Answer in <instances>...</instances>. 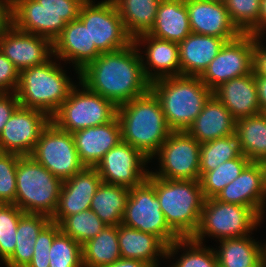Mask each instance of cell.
<instances>
[{"mask_svg": "<svg viewBox=\"0 0 266 267\" xmlns=\"http://www.w3.org/2000/svg\"><path fill=\"white\" fill-rule=\"evenodd\" d=\"M106 226L91 209L65 217L60 223V231L81 245L96 237Z\"/></svg>", "mask_w": 266, "mask_h": 267, "instance_id": "74e56055", "label": "cell"}, {"mask_svg": "<svg viewBox=\"0 0 266 267\" xmlns=\"http://www.w3.org/2000/svg\"><path fill=\"white\" fill-rule=\"evenodd\" d=\"M117 117L122 142L130 144L149 160L172 133L160 102L151 90L117 106Z\"/></svg>", "mask_w": 266, "mask_h": 267, "instance_id": "7a4b0ae2", "label": "cell"}, {"mask_svg": "<svg viewBox=\"0 0 266 267\" xmlns=\"http://www.w3.org/2000/svg\"><path fill=\"white\" fill-rule=\"evenodd\" d=\"M86 0H11V23L19 30L52 42L76 20Z\"/></svg>", "mask_w": 266, "mask_h": 267, "instance_id": "8992f818", "label": "cell"}, {"mask_svg": "<svg viewBox=\"0 0 266 267\" xmlns=\"http://www.w3.org/2000/svg\"><path fill=\"white\" fill-rule=\"evenodd\" d=\"M129 188L101 182L92 198L90 209L108 226L122 223Z\"/></svg>", "mask_w": 266, "mask_h": 267, "instance_id": "4dcf8cb0", "label": "cell"}, {"mask_svg": "<svg viewBox=\"0 0 266 267\" xmlns=\"http://www.w3.org/2000/svg\"><path fill=\"white\" fill-rule=\"evenodd\" d=\"M200 146L187 131H172L155 154L159 171L150 173L162 179L200 180Z\"/></svg>", "mask_w": 266, "mask_h": 267, "instance_id": "4fadbf2b", "label": "cell"}, {"mask_svg": "<svg viewBox=\"0 0 266 267\" xmlns=\"http://www.w3.org/2000/svg\"><path fill=\"white\" fill-rule=\"evenodd\" d=\"M128 34L135 39L152 28L161 0H113Z\"/></svg>", "mask_w": 266, "mask_h": 267, "instance_id": "836d02e7", "label": "cell"}, {"mask_svg": "<svg viewBox=\"0 0 266 267\" xmlns=\"http://www.w3.org/2000/svg\"><path fill=\"white\" fill-rule=\"evenodd\" d=\"M51 222L44 214L24 213L18 222L16 246L12 256L5 262L6 267H27L31 262L36 239Z\"/></svg>", "mask_w": 266, "mask_h": 267, "instance_id": "f1b7e54d", "label": "cell"}, {"mask_svg": "<svg viewBox=\"0 0 266 267\" xmlns=\"http://www.w3.org/2000/svg\"><path fill=\"white\" fill-rule=\"evenodd\" d=\"M11 23V0H0V32Z\"/></svg>", "mask_w": 266, "mask_h": 267, "instance_id": "7dc6e473", "label": "cell"}, {"mask_svg": "<svg viewBox=\"0 0 266 267\" xmlns=\"http://www.w3.org/2000/svg\"><path fill=\"white\" fill-rule=\"evenodd\" d=\"M235 122L228 109L212 94L186 131L203 144L235 134Z\"/></svg>", "mask_w": 266, "mask_h": 267, "instance_id": "484cf974", "label": "cell"}, {"mask_svg": "<svg viewBox=\"0 0 266 267\" xmlns=\"http://www.w3.org/2000/svg\"><path fill=\"white\" fill-rule=\"evenodd\" d=\"M19 82V71L13 63L0 52V93L15 92Z\"/></svg>", "mask_w": 266, "mask_h": 267, "instance_id": "ee69618b", "label": "cell"}, {"mask_svg": "<svg viewBox=\"0 0 266 267\" xmlns=\"http://www.w3.org/2000/svg\"><path fill=\"white\" fill-rule=\"evenodd\" d=\"M121 224L153 234L167 246L180 239L166 223L155 188L147 179L129 190Z\"/></svg>", "mask_w": 266, "mask_h": 267, "instance_id": "8fae6325", "label": "cell"}, {"mask_svg": "<svg viewBox=\"0 0 266 267\" xmlns=\"http://www.w3.org/2000/svg\"><path fill=\"white\" fill-rule=\"evenodd\" d=\"M62 181L31 156H21L16 170L15 205L24 213L44 214L56 211Z\"/></svg>", "mask_w": 266, "mask_h": 267, "instance_id": "52a82bcc", "label": "cell"}, {"mask_svg": "<svg viewBox=\"0 0 266 267\" xmlns=\"http://www.w3.org/2000/svg\"><path fill=\"white\" fill-rule=\"evenodd\" d=\"M211 1H216V2H225V0H211Z\"/></svg>", "mask_w": 266, "mask_h": 267, "instance_id": "db71d44e", "label": "cell"}, {"mask_svg": "<svg viewBox=\"0 0 266 267\" xmlns=\"http://www.w3.org/2000/svg\"><path fill=\"white\" fill-rule=\"evenodd\" d=\"M262 218L248 206L205 199L200 224L192 239L203 243L206 235L219 240L252 234Z\"/></svg>", "mask_w": 266, "mask_h": 267, "instance_id": "9c48e42d", "label": "cell"}, {"mask_svg": "<svg viewBox=\"0 0 266 267\" xmlns=\"http://www.w3.org/2000/svg\"><path fill=\"white\" fill-rule=\"evenodd\" d=\"M261 112L266 109V76H255Z\"/></svg>", "mask_w": 266, "mask_h": 267, "instance_id": "c3c4849f", "label": "cell"}, {"mask_svg": "<svg viewBox=\"0 0 266 267\" xmlns=\"http://www.w3.org/2000/svg\"><path fill=\"white\" fill-rule=\"evenodd\" d=\"M264 253H265V256H266V243L264 244Z\"/></svg>", "mask_w": 266, "mask_h": 267, "instance_id": "11a10c76", "label": "cell"}, {"mask_svg": "<svg viewBox=\"0 0 266 267\" xmlns=\"http://www.w3.org/2000/svg\"><path fill=\"white\" fill-rule=\"evenodd\" d=\"M72 136L79 159L85 167H96L104 155L122 141L117 116L107 124L78 130Z\"/></svg>", "mask_w": 266, "mask_h": 267, "instance_id": "7402d4cb", "label": "cell"}, {"mask_svg": "<svg viewBox=\"0 0 266 267\" xmlns=\"http://www.w3.org/2000/svg\"><path fill=\"white\" fill-rule=\"evenodd\" d=\"M264 115H265V117H266V109L262 112Z\"/></svg>", "mask_w": 266, "mask_h": 267, "instance_id": "9f6ffc18", "label": "cell"}, {"mask_svg": "<svg viewBox=\"0 0 266 267\" xmlns=\"http://www.w3.org/2000/svg\"><path fill=\"white\" fill-rule=\"evenodd\" d=\"M118 242L121 258L136 259L159 267L158 257L166 258L167 245L157 236L137 229L118 225Z\"/></svg>", "mask_w": 266, "mask_h": 267, "instance_id": "4316f807", "label": "cell"}, {"mask_svg": "<svg viewBox=\"0 0 266 267\" xmlns=\"http://www.w3.org/2000/svg\"><path fill=\"white\" fill-rule=\"evenodd\" d=\"M102 180L95 167H84L62 182L58 205L51 217L60 223L65 217L90 209L91 201Z\"/></svg>", "mask_w": 266, "mask_h": 267, "instance_id": "d6986e66", "label": "cell"}, {"mask_svg": "<svg viewBox=\"0 0 266 267\" xmlns=\"http://www.w3.org/2000/svg\"><path fill=\"white\" fill-rule=\"evenodd\" d=\"M215 199L251 207L263 219L266 208V177L263 163L250 162L236 179L216 195Z\"/></svg>", "mask_w": 266, "mask_h": 267, "instance_id": "ac0fdd59", "label": "cell"}, {"mask_svg": "<svg viewBox=\"0 0 266 267\" xmlns=\"http://www.w3.org/2000/svg\"><path fill=\"white\" fill-rule=\"evenodd\" d=\"M60 232L58 223L50 222L38 235L31 262L27 267H49V250L54 237Z\"/></svg>", "mask_w": 266, "mask_h": 267, "instance_id": "7bdbcfd3", "label": "cell"}, {"mask_svg": "<svg viewBox=\"0 0 266 267\" xmlns=\"http://www.w3.org/2000/svg\"><path fill=\"white\" fill-rule=\"evenodd\" d=\"M191 32L185 0H161L155 22L147 34L179 44Z\"/></svg>", "mask_w": 266, "mask_h": 267, "instance_id": "83f0119b", "label": "cell"}, {"mask_svg": "<svg viewBox=\"0 0 266 267\" xmlns=\"http://www.w3.org/2000/svg\"><path fill=\"white\" fill-rule=\"evenodd\" d=\"M147 161L150 160L139 150L121 141L104 155L95 168L102 182L131 189L147 179L150 172L144 167Z\"/></svg>", "mask_w": 266, "mask_h": 267, "instance_id": "2e32d148", "label": "cell"}, {"mask_svg": "<svg viewBox=\"0 0 266 267\" xmlns=\"http://www.w3.org/2000/svg\"><path fill=\"white\" fill-rule=\"evenodd\" d=\"M250 162L242 154L240 157L226 161L214 170L204 173L199 181L205 199L215 198L225 186L241 174Z\"/></svg>", "mask_w": 266, "mask_h": 267, "instance_id": "8d00e7d4", "label": "cell"}, {"mask_svg": "<svg viewBox=\"0 0 266 267\" xmlns=\"http://www.w3.org/2000/svg\"><path fill=\"white\" fill-rule=\"evenodd\" d=\"M101 52L91 44L88 28L77 18L66 24L61 34L53 42V55L57 59L71 61L78 74Z\"/></svg>", "mask_w": 266, "mask_h": 267, "instance_id": "44dd1931", "label": "cell"}, {"mask_svg": "<svg viewBox=\"0 0 266 267\" xmlns=\"http://www.w3.org/2000/svg\"><path fill=\"white\" fill-rule=\"evenodd\" d=\"M147 180L154 186L166 223L180 238L197 232L205 197L199 180L162 179L150 172Z\"/></svg>", "mask_w": 266, "mask_h": 267, "instance_id": "3957f363", "label": "cell"}, {"mask_svg": "<svg viewBox=\"0 0 266 267\" xmlns=\"http://www.w3.org/2000/svg\"><path fill=\"white\" fill-rule=\"evenodd\" d=\"M19 106L20 103L15 92L0 93V134L2 133L6 122Z\"/></svg>", "mask_w": 266, "mask_h": 267, "instance_id": "f6af8a7d", "label": "cell"}, {"mask_svg": "<svg viewBox=\"0 0 266 267\" xmlns=\"http://www.w3.org/2000/svg\"><path fill=\"white\" fill-rule=\"evenodd\" d=\"M254 45L255 36L249 33L226 42L200 76L201 81L214 91L224 82L253 72Z\"/></svg>", "mask_w": 266, "mask_h": 267, "instance_id": "5bb4252c", "label": "cell"}, {"mask_svg": "<svg viewBox=\"0 0 266 267\" xmlns=\"http://www.w3.org/2000/svg\"><path fill=\"white\" fill-rule=\"evenodd\" d=\"M182 246L184 249L187 248L186 252H183L171 267H218L214 248H207L203 243L196 242L192 238H180L167 246L166 259H171L174 254L179 252L178 249L183 248Z\"/></svg>", "mask_w": 266, "mask_h": 267, "instance_id": "d590c367", "label": "cell"}, {"mask_svg": "<svg viewBox=\"0 0 266 267\" xmlns=\"http://www.w3.org/2000/svg\"><path fill=\"white\" fill-rule=\"evenodd\" d=\"M235 135L242 154L251 162L266 160V117L262 112L236 120Z\"/></svg>", "mask_w": 266, "mask_h": 267, "instance_id": "f546056e", "label": "cell"}, {"mask_svg": "<svg viewBox=\"0 0 266 267\" xmlns=\"http://www.w3.org/2000/svg\"><path fill=\"white\" fill-rule=\"evenodd\" d=\"M190 28L193 33L215 36L232 41L242 32L231 21L223 2L185 0Z\"/></svg>", "mask_w": 266, "mask_h": 267, "instance_id": "ffe728a7", "label": "cell"}, {"mask_svg": "<svg viewBox=\"0 0 266 267\" xmlns=\"http://www.w3.org/2000/svg\"><path fill=\"white\" fill-rule=\"evenodd\" d=\"M49 267H83L82 245L61 231L49 250Z\"/></svg>", "mask_w": 266, "mask_h": 267, "instance_id": "60d3db41", "label": "cell"}, {"mask_svg": "<svg viewBox=\"0 0 266 267\" xmlns=\"http://www.w3.org/2000/svg\"><path fill=\"white\" fill-rule=\"evenodd\" d=\"M0 52L21 72L53 57V42L44 37L17 29L10 23L0 32Z\"/></svg>", "mask_w": 266, "mask_h": 267, "instance_id": "e0dca14e", "label": "cell"}, {"mask_svg": "<svg viewBox=\"0 0 266 267\" xmlns=\"http://www.w3.org/2000/svg\"><path fill=\"white\" fill-rule=\"evenodd\" d=\"M50 121L41 110L19 106L0 134V152L30 156Z\"/></svg>", "mask_w": 266, "mask_h": 267, "instance_id": "9a60e30c", "label": "cell"}, {"mask_svg": "<svg viewBox=\"0 0 266 267\" xmlns=\"http://www.w3.org/2000/svg\"><path fill=\"white\" fill-rule=\"evenodd\" d=\"M105 267H151V266L140 260L120 258L113 264H110Z\"/></svg>", "mask_w": 266, "mask_h": 267, "instance_id": "681fc988", "label": "cell"}, {"mask_svg": "<svg viewBox=\"0 0 266 267\" xmlns=\"http://www.w3.org/2000/svg\"><path fill=\"white\" fill-rule=\"evenodd\" d=\"M150 90L158 98L172 131H186L213 94L199 76H171L154 80Z\"/></svg>", "mask_w": 266, "mask_h": 267, "instance_id": "277c9868", "label": "cell"}, {"mask_svg": "<svg viewBox=\"0 0 266 267\" xmlns=\"http://www.w3.org/2000/svg\"><path fill=\"white\" fill-rule=\"evenodd\" d=\"M264 169H265V177H266V160L263 162Z\"/></svg>", "mask_w": 266, "mask_h": 267, "instance_id": "f5cc1de1", "label": "cell"}, {"mask_svg": "<svg viewBox=\"0 0 266 267\" xmlns=\"http://www.w3.org/2000/svg\"><path fill=\"white\" fill-rule=\"evenodd\" d=\"M213 94L235 120L261 113L254 71L222 83Z\"/></svg>", "mask_w": 266, "mask_h": 267, "instance_id": "cb8c5ba5", "label": "cell"}, {"mask_svg": "<svg viewBox=\"0 0 266 267\" xmlns=\"http://www.w3.org/2000/svg\"><path fill=\"white\" fill-rule=\"evenodd\" d=\"M226 39L191 32L179 43L180 75L201 76Z\"/></svg>", "mask_w": 266, "mask_h": 267, "instance_id": "d4e9b609", "label": "cell"}, {"mask_svg": "<svg viewBox=\"0 0 266 267\" xmlns=\"http://www.w3.org/2000/svg\"><path fill=\"white\" fill-rule=\"evenodd\" d=\"M231 21L242 33L259 36L261 0H225Z\"/></svg>", "mask_w": 266, "mask_h": 267, "instance_id": "f35d334b", "label": "cell"}, {"mask_svg": "<svg viewBox=\"0 0 266 267\" xmlns=\"http://www.w3.org/2000/svg\"><path fill=\"white\" fill-rule=\"evenodd\" d=\"M21 155L0 152V204H15L16 170Z\"/></svg>", "mask_w": 266, "mask_h": 267, "instance_id": "b9f144b4", "label": "cell"}, {"mask_svg": "<svg viewBox=\"0 0 266 267\" xmlns=\"http://www.w3.org/2000/svg\"><path fill=\"white\" fill-rule=\"evenodd\" d=\"M260 36H255L253 71L255 76H266V47Z\"/></svg>", "mask_w": 266, "mask_h": 267, "instance_id": "bcb514c9", "label": "cell"}, {"mask_svg": "<svg viewBox=\"0 0 266 267\" xmlns=\"http://www.w3.org/2000/svg\"><path fill=\"white\" fill-rule=\"evenodd\" d=\"M79 84L81 90L75 85L51 116L58 128L70 133L107 124L117 116V106L112 101L90 91L80 81Z\"/></svg>", "mask_w": 266, "mask_h": 267, "instance_id": "ba28073f", "label": "cell"}, {"mask_svg": "<svg viewBox=\"0 0 266 267\" xmlns=\"http://www.w3.org/2000/svg\"><path fill=\"white\" fill-rule=\"evenodd\" d=\"M70 80L65 70L49 59L19 72L15 93L20 106L41 110L51 117L75 86Z\"/></svg>", "mask_w": 266, "mask_h": 267, "instance_id": "5b68a950", "label": "cell"}, {"mask_svg": "<svg viewBox=\"0 0 266 267\" xmlns=\"http://www.w3.org/2000/svg\"><path fill=\"white\" fill-rule=\"evenodd\" d=\"M242 155L239 140L235 134L201 144L199 170L200 177L217 168L222 163Z\"/></svg>", "mask_w": 266, "mask_h": 267, "instance_id": "e575fe53", "label": "cell"}, {"mask_svg": "<svg viewBox=\"0 0 266 267\" xmlns=\"http://www.w3.org/2000/svg\"><path fill=\"white\" fill-rule=\"evenodd\" d=\"M266 0H261L259 12V36L264 37L266 33Z\"/></svg>", "mask_w": 266, "mask_h": 267, "instance_id": "f907efd6", "label": "cell"}, {"mask_svg": "<svg viewBox=\"0 0 266 267\" xmlns=\"http://www.w3.org/2000/svg\"><path fill=\"white\" fill-rule=\"evenodd\" d=\"M30 156L62 182L85 167L79 159L72 133L58 128L52 121L42 131Z\"/></svg>", "mask_w": 266, "mask_h": 267, "instance_id": "7c38bea8", "label": "cell"}, {"mask_svg": "<svg viewBox=\"0 0 266 267\" xmlns=\"http://www.w3.org/2000/svg\"><path fill=\"white\" fill-rule=\"evenodd\" d=\"M23 214L15 204H0V260L3 264L14 253L17 225Z\"/></svg>", "mask_w": 266, "mask_h": 267, "instance_id": "ab89813d", "label": "cell"}, {"mask_svg": "<svg viewBox=\"0 0 266 267\" xmlns=\"http://www.w3.org/2000/svg\"><path fill=\"white\" fill-rule=\"evenodd\" d=\"M78 19L88 28L91 44H95L101 53L117 51L134 42L113 0L97 4L86 0L80 8Z\"/></svg>", "mask_w": 266, "mask_h": 267, "instance_id": "30bf717a", "label": "cell"}, {"mask_svg": "<svg viewBox=\"0 0 266 267\" xmlns=\"http://www.w3.org/2000/svg\"><path fill=\"white\" fill-rule=\"evenodd\" d=\"M138 48L133 42L126 48L101 53L79 72L80 82L116 106L144 95L151 82L144 74Z\"/></svg>", "mask_w": 266, "mask_h": 267, "instance_id": "6da1fadb", "label": "cell"}, {"mask_svg": "<svg viewBox=\"0 0 266 267\" xmlns=\"http://www.w3.org/2000/svg\"><path fill=\"white\" fill-rule=\"evenodd\" d=\"M120 258L118 226L106 225L96 237L82 245L83 267H105Z\"/></svg>", "mask_w": 266, "mask_h": 267, "instance_id": "d6a6232c", "label": "cell"}, {"mask_svg": "<svg viewBox=\"0 0 266 267\" xmlns=\"http://www.w3.org/2000/svg\"><path fill=\"white\" fill-rule=\"evenodd\" d=\"M250 235L238 238L218 240L219 250L215 249L218 267H251L264 255V245L259 244Z\"/></svg>", "mask_w": 266, "mask_h": 267, "instance_id": "1f68e13d", "label": "cell"}, {"mask_svg": "<svg viewBox=\"0 0 266 267\" xmlns=\"http://www.w3.org/2000/svg\"><path fill=\"white\" fill-rule=\"evenodd\" d=\"M134 43L139 47L140 44L147 43L145 44L147 45L146 62H144V55H141V58L144 74L150 82L160 78L180 76L178 43L158 39L147 33L137 36Z\"/></svg>", "mask_w": 266, "mask_h": 267, "instance_id": "603a6c76", "label": "cell"}, {"mask_svg": "<svg viewBox=\"0 0 266 267\" xmlns=\"http://www.w3.org/2000/svg\"><path fill=\"white\" fill-rule=\"evenodd\" d=\"M251 267H266V256L264 255L256 264Z\"/></svg>", "mask_w": 266, "mask_h": 267, "instance_id": "816d5d0a", "label": "cell"}]
</instances>
